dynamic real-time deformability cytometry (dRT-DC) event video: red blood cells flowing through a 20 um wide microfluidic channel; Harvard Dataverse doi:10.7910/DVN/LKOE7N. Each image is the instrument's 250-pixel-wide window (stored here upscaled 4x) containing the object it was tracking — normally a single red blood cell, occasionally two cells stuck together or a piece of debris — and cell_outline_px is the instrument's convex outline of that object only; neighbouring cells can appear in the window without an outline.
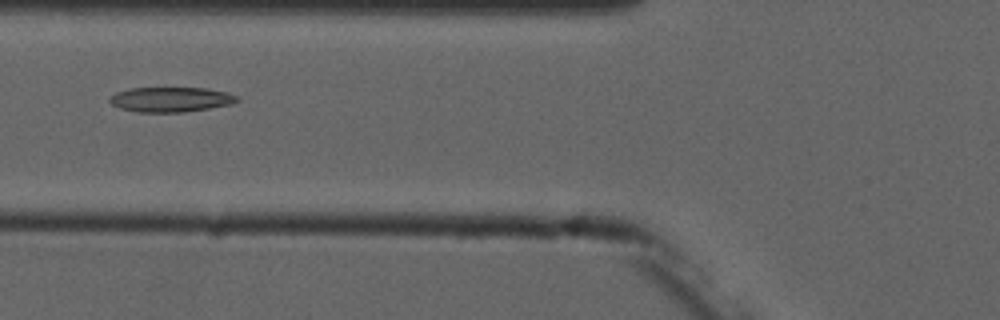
{"species": "common noctule bat (a hibernating species)", "species_latin": "Nyctalus noctula", "temperature_condition": "cold", "stored_images_in_passage": 6, "camera_frame_rate_fps": 3000, "um_per_image_px": 0.085, "animal": {"sex": "male", "forearm_length_mm": 52.5}, "frame": {"image": 1, "passage_image": 6, "time_ms": 6.0, "image_size_px": [1000, 320], "cell_outline_px": [[240, 100], [232, 104], [184, 112], [140, 112], [120, 108], [112, 104], [108, 100], [116, 92], [128, 88], [204, 88], [224, 92], [236, 96]], "centroid_in_image_um": [14.49, 8.45], "position_along_channel_um": 111.3, "area_um2": 18.26}}